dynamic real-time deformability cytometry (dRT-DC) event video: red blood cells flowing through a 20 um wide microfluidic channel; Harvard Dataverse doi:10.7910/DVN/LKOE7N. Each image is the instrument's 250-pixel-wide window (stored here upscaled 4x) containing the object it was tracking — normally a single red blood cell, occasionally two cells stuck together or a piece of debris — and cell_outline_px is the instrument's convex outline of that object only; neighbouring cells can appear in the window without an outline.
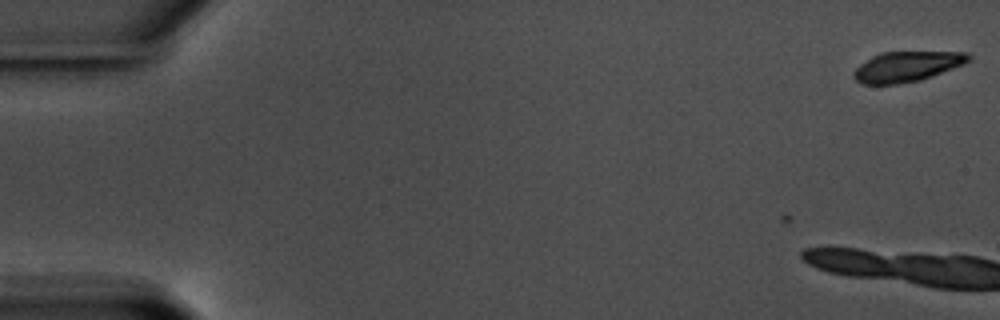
{"species": "common noctule bat (a hibernating species)", "species_latin": "Nyctalus noctula", "temperature_condition": "warm", "stored_images_in_passage": 8, "camera_frame_rate_fps": 3000, "um_per_image_px": 0.085, "animal": {"sex": "male", "body_mass_g": 17.5, "forearm_length_mm": 52.3}, "frame": {"image": 1, "passage_image": 8, "time_ms": 2.333, "image_size_px": [1000, 320], "cell_outline_px": [[972, 60], [964, 64], [932, 76], [920, 80], [896, 84], [860, 84], [852, 76], [852, 72], [860, 64], [872, 56], [880, 52], [968, 52], [972, 56]], "centroid_in_image_um": [77.09, 5.65], "position_along_channel_um": 7.9, "area_um2": 20.35}}